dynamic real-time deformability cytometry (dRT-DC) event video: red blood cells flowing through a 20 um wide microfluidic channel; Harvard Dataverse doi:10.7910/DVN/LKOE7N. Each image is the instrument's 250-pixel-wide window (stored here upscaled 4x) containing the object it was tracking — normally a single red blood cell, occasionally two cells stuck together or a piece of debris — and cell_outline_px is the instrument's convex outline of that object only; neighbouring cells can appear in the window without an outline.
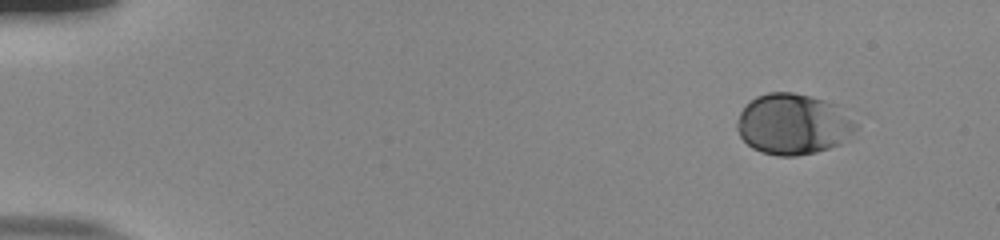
{"species": "human", "species_latin": "Homo sapiens", "temperature_condition": "room temperature", "stored_images_in_passage": 50, "camera_frame_rate_fps": 3000, "um_per_image_px": 0.085, "donor": {"sex": "male"}, "frame": {"image": 1, "passage_image": 1, "time_ms": 0.0, "image_size_px": [1000, 240], "cell_outline_px": [[856, 128], [840, 144], [816, 152], [796, 156], [776, 156], [760, 152], [752, 148], [740, 136], [736, 128], [736, 120], [740, 112], [756, 96], [768, 92], [792, 92], [824, 100], [836, 104], [856, 124]], "centroid_in_image_um": [67.37, 10.56], "position_along_channel_um": 17.6, "area_um2": 41.79}}
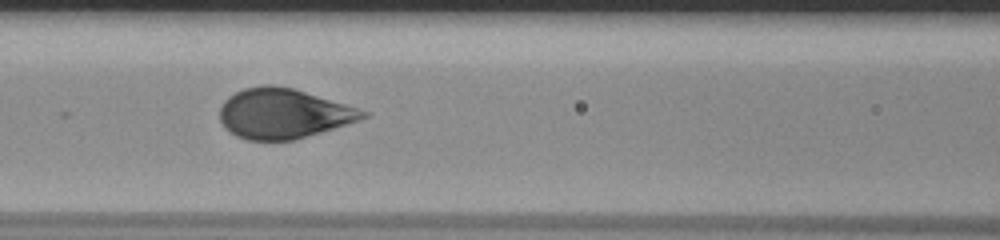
{"frame": {"image": 2, "passage_image": 21, "time_ms": 6.667, "image_size_px": [1000, 240], "cell_outline_px": [[368, 116], [360, 120], [320, 132], [292, 140], [248, 140], [236, 136], [224, 128], [220, 120], [220, 108], [224, 100], [228, 96], [244, 88], [260, 84], [272, 84], [292, 88], [344, 104], [368, 112]], "centroid_in_image_um": [24.02, 9.64], "position_along_channel_um": 142.6, "area_um2": 41.33}}
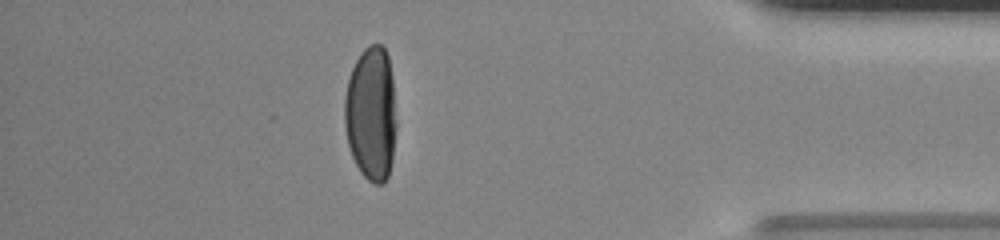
{"frame": {"image": 3, "passage_image": 44, "time_ms": 14.333, "image_size_px": [1000, 240], "cell_outline_px": [[396, 128], [392, 160], [388, 176], [384, 184], [376, 184], [368, 180], [360, 172], [352, 156], [348, 144], [344, 124], [344, 100], [348, 80], [352, 68], [360, 52], [368, 44], [380, 44], [384, 48], [388, 56], [392, 76], [396, 120]], "centroid_in_image_um": [31.54, 9.66], "position_along_channel_um": 403.7, "area_um2": 40.86}, "authors_computed_cell_mechanics": {"area_um2": 41.2981, "velocity_mm_per_s": 3.8221, "shape_relaxation_time_tau1_ms": 4.0614, "shape_relaxation_time_tau2_ms": null, "deformation_change_tau1": 0.1691, "deformation_change_tau2": null}}